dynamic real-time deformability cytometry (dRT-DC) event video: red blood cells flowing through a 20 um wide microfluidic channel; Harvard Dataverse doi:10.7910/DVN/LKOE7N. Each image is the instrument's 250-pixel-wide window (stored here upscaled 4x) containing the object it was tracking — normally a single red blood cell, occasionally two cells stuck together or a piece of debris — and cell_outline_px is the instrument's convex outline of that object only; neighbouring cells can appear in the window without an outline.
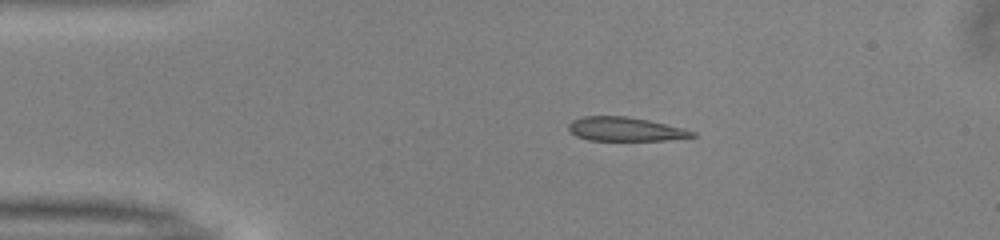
{"species": "common noctule bat (a hibernating species)", "species_latin": "Nyctalus noctula", "temperature_condition": "warm", "stored_images_in_passage": 42, "camera_frame_rate_fps": 3000, "um_per_image_px": 0.085, "animal": {"sex": "male", "body_mass_g": 13.0, "forearm_length_mm": 53.1}, "frame": {"image": 1, "passage_image": 1, "time_ms": 0.0, "image_size_px": [1000, 240], "cell_outline_px": [[696, 136], [664, 140], [588, 140], [576, 136], [568, 128], [568, 124], [572, 120], [584, 116], [624, 116], [648, 120], [684, 128], [696, 132]], "centroid_in_image_um": [53.14, 10.97], "position_along_channel_um": 31.9, "area_um2": 17.11}}
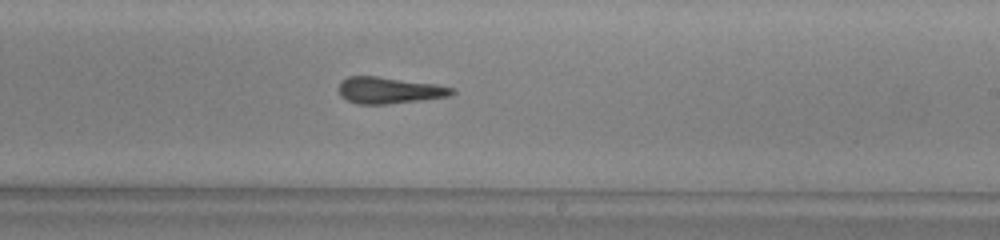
{"frame": {"image": 2, "passage_image": 21, "time_ms": 6.667, "image_size_px": [1000, 240], "cell_outline_px": [[456, 92], [452, 96], [388, 104], [356, 104], [340, 96], [340, 80], [348, 76], [376, 76], [436, 84], [456, 88]], "centroid_in_image_um": [33.12, 7.68], "position_along_channel_um": 255.9, "area_um2": 17.57}}
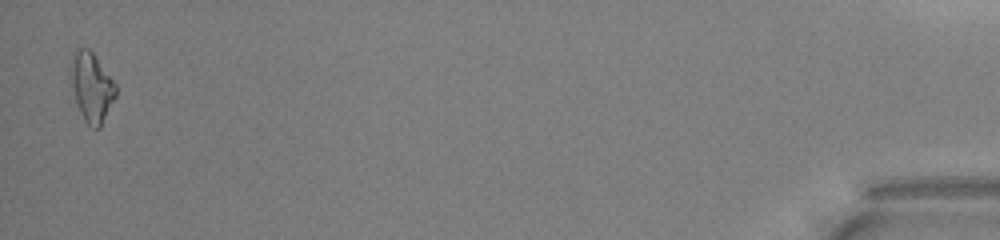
{"frame": {"image": 3, "passage_image": 41, "time_ms": 13.333, "image_size_px": [1000, 240], "cell_outline_px": [[116, 96], [100, 128], [92, 128], [84, 120], [80, 112], [72, 88], [68, 72], [68, 68], [72, 52], [76, 48], [88, 48], [92, 52], [116, 84]], "centroid_in_image_um": [7.75, 7.37], "position_along_channel_um": 427.5, "area_um2": 18.38}, "authors_computed_cell_mechanics": {"area_um2": 17.7157, "velocity_mm_per_s": 4.0407, "shape_relaxation_time_tau1_ms": null, "shape_relaxation_time_tau2_ms": 3.1397, "deformation_change_tau1": null, "deformation_change_tau2": 0.1018}}